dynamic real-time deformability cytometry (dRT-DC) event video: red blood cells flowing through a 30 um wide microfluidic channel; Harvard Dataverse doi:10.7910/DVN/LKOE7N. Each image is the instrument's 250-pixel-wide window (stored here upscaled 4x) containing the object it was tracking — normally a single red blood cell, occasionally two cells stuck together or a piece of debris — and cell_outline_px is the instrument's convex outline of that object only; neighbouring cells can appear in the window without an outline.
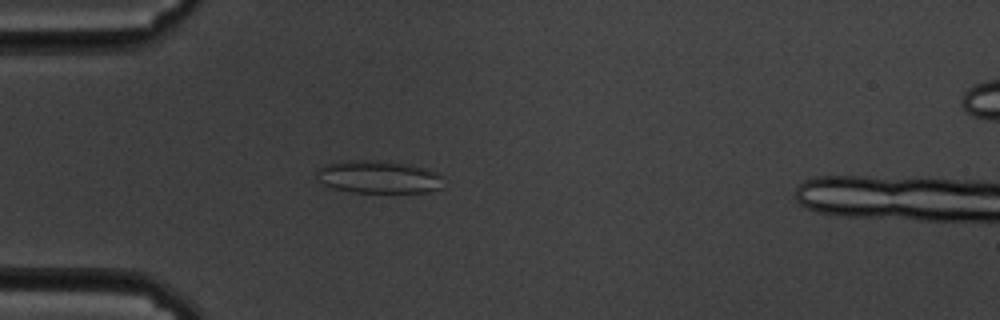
{"species": "common noctule bat (a hibernating species)", "species_latin": "Nyctalus noctula", "temperature_condition": "cold", "stored_images_in_passage": 52, "camera_frame_rate_fps": 3000, "um_per_image_px": 0.085, "animal": {"sex": "male", "body_mass_g": 19.5, "forearm_length_mm": 54.6}, "frame": {"image": 1, "passage_image": 11, "time_ms": 3.333, "image_size_px": [1000, 320], "cell_outline_px": [[440, 188], [428, 192], [356, 192], [332, 188], [316, 180], [316, 172], [324, 164], [348, 160], [388, 160], [408, 164], [424, 168], [436, 172], [440, 176]], "centroid_in_image_um": [32.11, 15.02], "position_along_channel_um": 52.9, "area_um2": 24.16}}
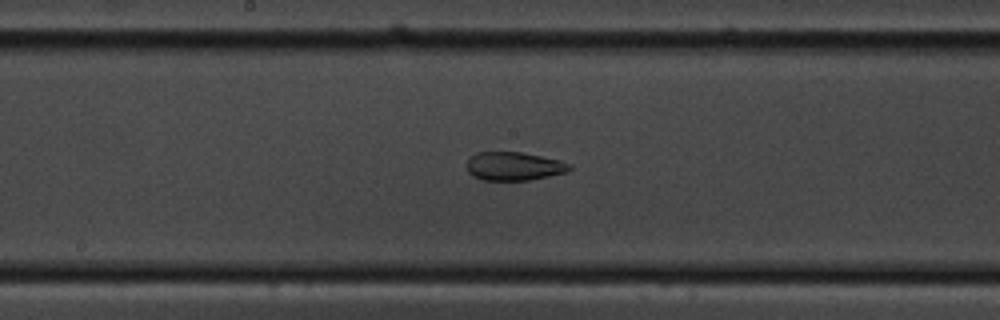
{"frame": {"image": 2, "passage_image": 25, "time_ms": 8.0, "image_size_px": [1000, 320], "cell_outline_px": [[572, 168], [568, 172], [528, 180], [480, 180], [472, 176], [468, 172], [468, 160], [476, 152], [520, 152], [560, 160], [572, 164]], "centroid_in_image_um": [43.7, 14.13], "position_along_channel_um": 204.5, "area_um2": 17.05}}
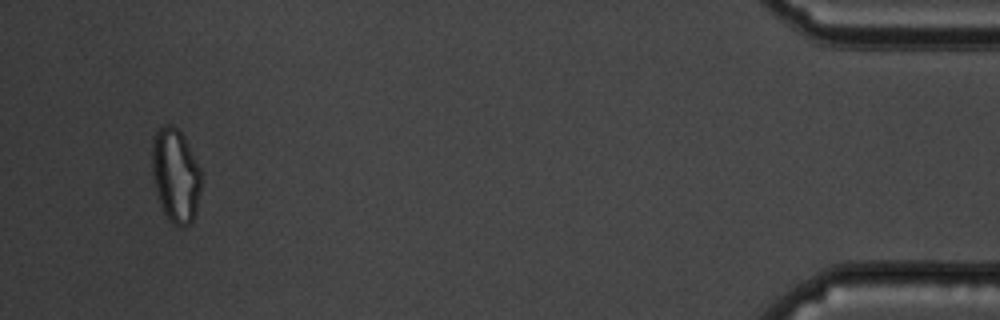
{"frame": {"image": 3, "passage_image": 50, "time_ms": 16.333, "image_size_px": [1000, 320], "cell_outline_px": [[200, 188], [196, 212], [192, 220], [188, 224], [172, 224], [168, 220], [160, 204], [152, 172], [152, 140], [156, 132], [164, 124], [172, 124], [184, 136], [200, 168]], "centroid_in_image_um": [14.91, 14.87], "position_along_channel_um": 420.3, "area_um2": 26.53}}